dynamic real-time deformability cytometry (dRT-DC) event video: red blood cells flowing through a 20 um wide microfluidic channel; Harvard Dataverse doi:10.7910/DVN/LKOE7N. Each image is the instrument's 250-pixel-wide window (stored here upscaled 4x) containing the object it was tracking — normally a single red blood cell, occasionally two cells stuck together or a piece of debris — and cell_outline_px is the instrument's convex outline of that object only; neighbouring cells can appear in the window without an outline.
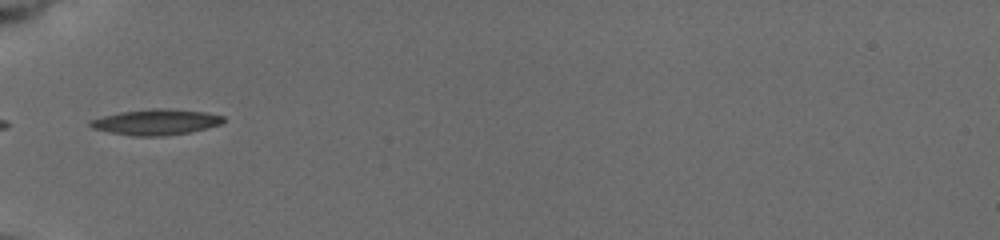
{"species": "common noctule bat (a hibernating species)", "species_latin": "Nyctalus noctula", "temperature_condition": "cold", "stored_images_in_passage": 35, "camera_frame_rate_fps": 3000, "um_per_image_px": 0.085, "animal": {"sex": "female", "body_mass_g": 19.5, "forearm_length_mm": 54.1}, "frame": {"image": 1, "passage_image": 1, "time_ms": 0.0, "image_size_px": [1000, 240], "cell_outline_px": [[224, 120], [220, 124], [188, 132], [160, 136], [132, 136], [108, 132], [92, 128], [88, 124], [88, 120], [120, 112], [152, 108], [164, 108], [208, 112], [224, 116]], "centroid_in_image_um": [13.22, 10.37], "position_along_channel_um": 71.8, "area_um2": 19.88}}
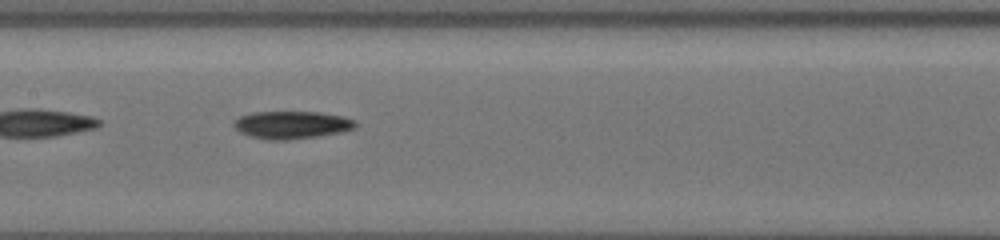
{"frame": {"image": 2, "passage_image": 8, "time_ms": 3.0, "image_size_px": [1000, 240], "cell_outline_px": [[356, 128], [340, 132], [316, 136], [284, 140], [272, 140], [252, 136], [240, 132], [232, 124], [240, 116], [252, 112], [320, 112], [344, 116], [356, 120]], "centroid_in_image_um": [24.83, 10.6], "position_along_channel_um": 182.6, "area_um2": 19.42}}
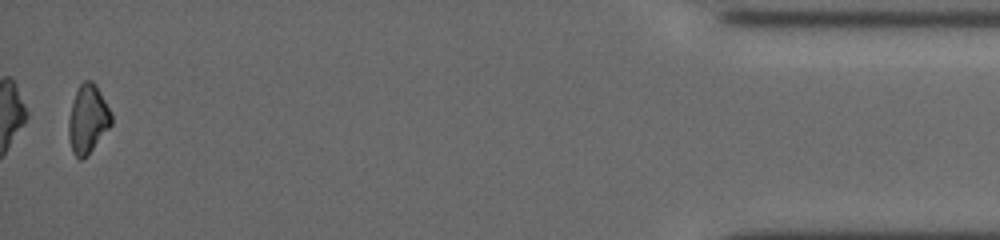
{"frame": {"image": 3, "passage_image": 33, "time_ms": 11.333, "image_size_px": [1000, 240], "cell_outline_px": [[112, 124], [92, 148], [80, 160], [72, 152], [68, 136], [68, 120], [72, 104], [76, 92], [80, 84], [84, 80], [92, 80], [96, 84], [112, 112]], "centroid_in_image_um": [7.47, 10.08], "position_along_channel_um": 427.7, "area_um2": 16.88}, "authors_computed_cell_mechanics": {"area_um2": 17.5134, "velocity_mm_per_s": 3.7842, "shape_relaxation_time_tau1_ms": 3.9747, "shape_relaxation_time_tau2_ms": 8.1143, "deformation_change_tau1": 0.1068, "deformation_change_tau2": 0.1731}}